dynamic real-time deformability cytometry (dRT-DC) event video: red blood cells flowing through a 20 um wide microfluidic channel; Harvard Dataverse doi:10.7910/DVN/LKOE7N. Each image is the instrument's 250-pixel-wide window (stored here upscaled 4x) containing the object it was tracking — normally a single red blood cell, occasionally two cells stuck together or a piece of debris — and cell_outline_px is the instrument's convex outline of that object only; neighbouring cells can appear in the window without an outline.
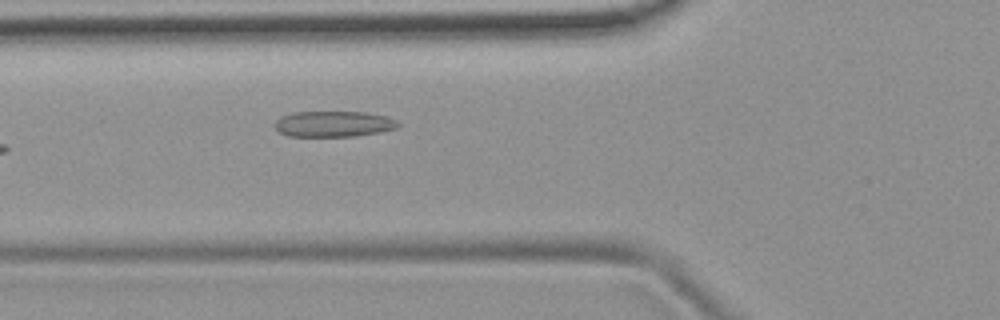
{"species": "common noctule bat (a hibernating species)", "species_latin": "Nyctalus noctula", "temperature_condition": "room temperature", "stored_images_in_passage": 5, "camera_frame_rate_fps": 3000, "um_per_image_px": 0.085, "animal": {"sex": "female", "body_mass_g": 19.9}, "frame": {"image": 1, "passage_image": 5, "time_ms": 1.333, "image_size_px": [1000, 320], "cell_outline_px": [[400, 124], [396, 128], [380, 132], [352, 136], [288, 136], [280, 132], [276, 128], [276, 120], [292, 112], [364, 112], [384, 116], [396, 120]], "centroid_in_image_um": [28.36, 10.53], "position_along_channel_um": 97.4, "area_um2": 18.26}}